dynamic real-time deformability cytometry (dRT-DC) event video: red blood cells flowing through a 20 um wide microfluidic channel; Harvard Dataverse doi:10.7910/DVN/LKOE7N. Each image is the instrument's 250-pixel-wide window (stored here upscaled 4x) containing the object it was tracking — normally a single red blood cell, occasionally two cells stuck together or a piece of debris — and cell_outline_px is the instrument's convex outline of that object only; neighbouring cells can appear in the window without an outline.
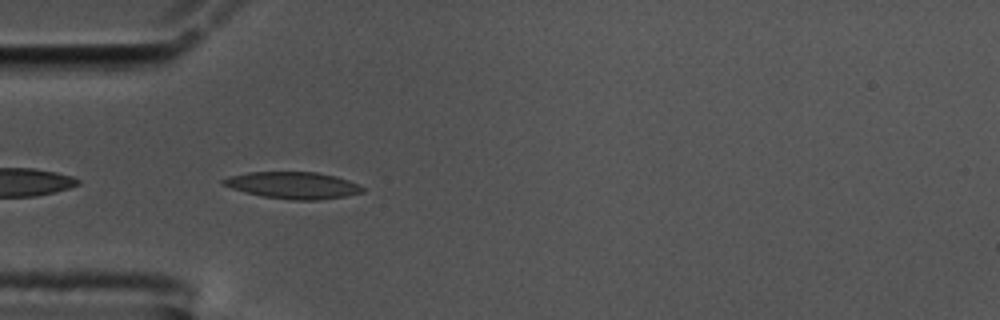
{"species": "common noctule bat (a hibernating species)", "species_latin": "Nyctalus noctula", "temperature_condition": "cold", "stored_images_in_passage": 10, "camera_frame_rate_fps": 3000, "um_per_image_px": 0.085, "animal": {"sex": "male", "body_mass_g": 17.5, "forearm_length_mm": 52.3}, "frame": {"image": 1, "passage_image": 2, "time_ms": 0.333, "image_size_px": [1000, 320], "cell_outline_px": [[364, 192], [344, 196], [320, 200], [292, 200], [264, 196], [244, 192], [220, 184], [220, 180], [228, 176], [248, 172], [316, 172], [336, 176], [348, 180], [364, 188]], "centroid_in_image_um": [24.87, 15.74], "position_along_channel_um": 60.1, "area_um2": 21.73}}